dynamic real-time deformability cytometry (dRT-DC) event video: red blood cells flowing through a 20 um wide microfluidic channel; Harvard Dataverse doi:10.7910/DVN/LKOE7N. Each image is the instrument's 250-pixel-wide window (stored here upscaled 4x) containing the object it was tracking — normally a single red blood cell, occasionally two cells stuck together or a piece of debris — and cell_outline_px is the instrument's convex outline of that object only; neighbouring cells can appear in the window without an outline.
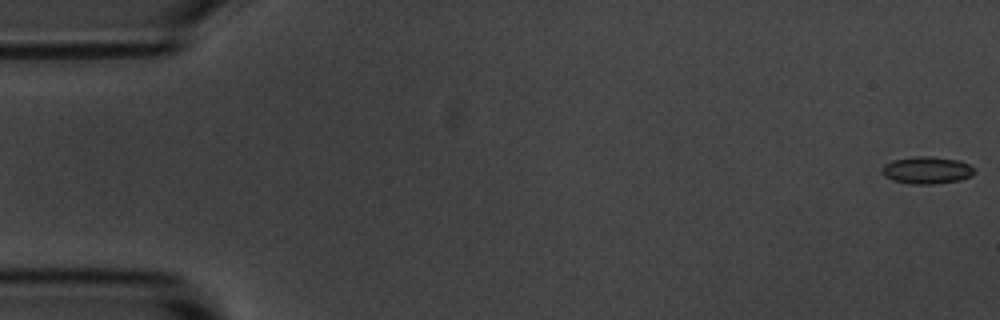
{"species": "common noctule bat (a hibernating species)", "species_latin": "Nyctalus noctula", "temperature_condition": "room temperature", "stored_images_in_passage": 7, "camera_frame_rate_fps": 3000, "um_per_image_px": 0.085, "animal": {"sex": "male", "body_mass_g": 20.1, "forearm_length_mm": 53.5}, "frame": {"image": 1, "passage_image": 1, "time_ms": 0.0, "image_size_px": [1000, 320], "cell_outline_px": [[976, 172], [972, 176], [960, 180], [932, 184], [912, 184], [892, 180], [884, 176], [880, 172], [884, 164], [892, 160], [912, 156], [932, 156], [960, 160], [968, 164]], "centroid_in_image_um": [78.76, 14.46], "position_along_channel_um": 6.2, "area_um2": 14.85}}
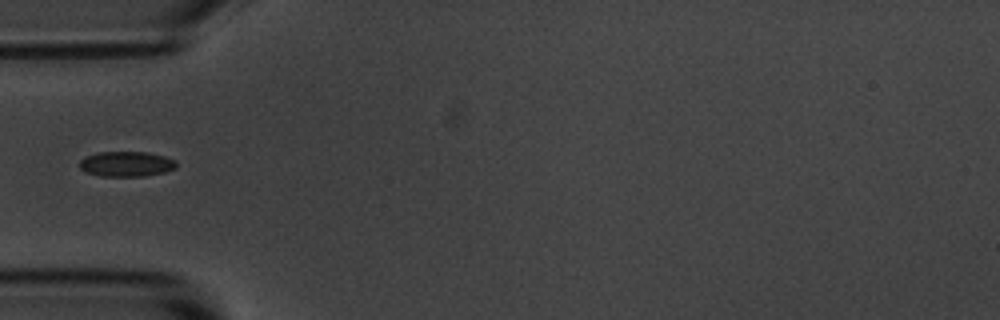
{"frame": {"image": 2, "passage_image": 6, "time_ms": 5.667, "image_size_px": [1000, 320], "cell_outline_px": [[176, 168], [164, 172], [144, 176], [100, 176], [84, 172], [80, 168], [80, 160], [96, 152], [148, 152], [164, 156], [176, 160]], "centroid_in_image_um": [10.74, 13.94], "position_along_channel_um": 74.3, "area_um2": 14.22}}
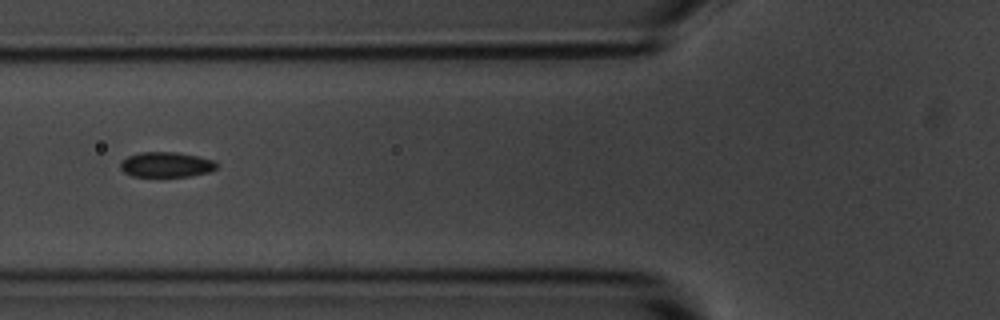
{"frame": {"image": 3, "passage_image": 7, "time_ms": 6.667, "image_size_px": [1000, 320], "cell_outline_px": [[216, 168], [208, 172], [192, 176], [132, 176], [124, 172], [120, 168], [120, 160], [128, 156], [140, 152], [176, 152], [216, 160]], "centroid_in_image_um": [14.1, 13.98], "position_along_channel_um": 111.7, "area_um2": 14.1}}